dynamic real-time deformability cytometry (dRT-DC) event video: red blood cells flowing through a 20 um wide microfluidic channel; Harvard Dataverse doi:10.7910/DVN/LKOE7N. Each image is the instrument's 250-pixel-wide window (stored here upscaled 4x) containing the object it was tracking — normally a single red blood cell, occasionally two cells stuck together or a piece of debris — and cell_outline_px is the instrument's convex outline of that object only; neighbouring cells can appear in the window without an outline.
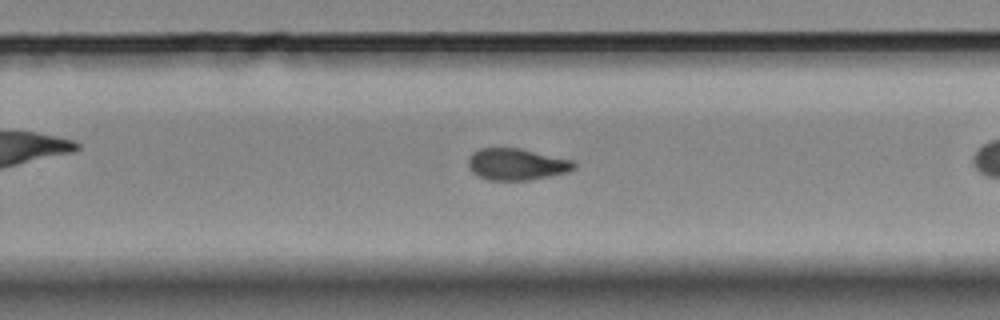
{"species": "Egyptian fruit bat (a non-hibernating species)", "species_latin": "Rousettus aegyptiacus", "temperature_condition": "room temperature", "stored_images_in_passage": 33, "camera_frame_rate_fps": 3000, "um_per_image_px": 0.085, "animal": {"sex": "female"}, "frame": {"image": 1, "passage_image": 24, "time_ms": 7.667, "image_size_px": [1000, 320], "cell_outline_px": [[576, 168], [568, 172], [528, 180], [488, 180], [472, 172], [468, 164], [468, 160], [472, 152], [480, 148], [520, 148], [572, 160], [576, 164]], "centroid_in_image_um": [43.91, 13.96], "position_along_channel_um": 285.9, "area_um2": 19.42}}
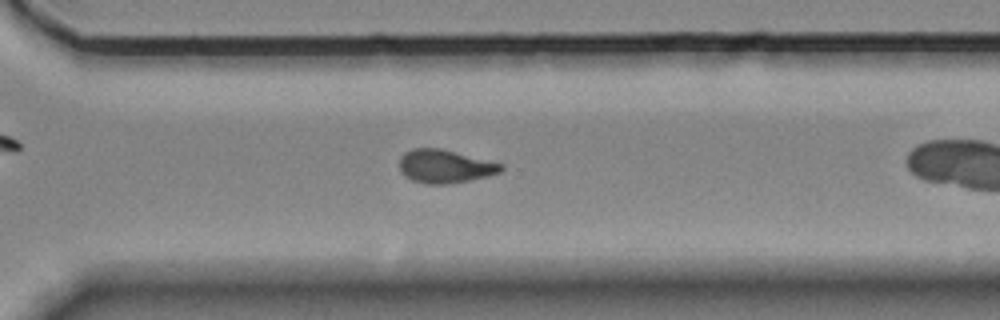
{"frame": {"image": 2, "passage_image": 28, "time_ms": 9.0, "image_size_px": [1000, 320], "cell_outline_px": [[504, 168], [500, 172], [488, 176], [452, 184], [428, 184], [412, 180], [404, 176], [400, 172], [400, 156], [404, 152], [412, 148], [440, 148], [504, 164]], "centroid_in_image_um": [37.81, 14.14], "position_along_channel_um": 332.8, "area_um2": 19.88}}